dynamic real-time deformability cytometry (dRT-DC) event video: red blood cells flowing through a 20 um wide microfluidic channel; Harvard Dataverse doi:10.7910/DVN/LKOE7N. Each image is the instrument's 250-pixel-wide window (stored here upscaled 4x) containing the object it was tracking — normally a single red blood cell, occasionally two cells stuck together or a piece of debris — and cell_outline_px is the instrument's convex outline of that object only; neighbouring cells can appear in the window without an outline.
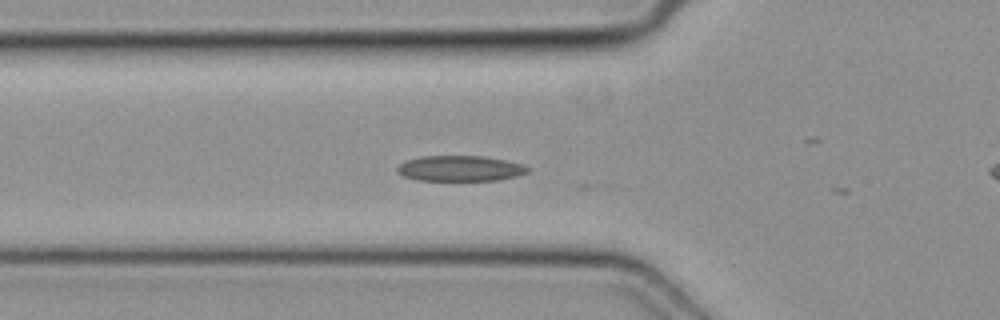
{"species": "common noctule bat (a hibernating species)", "species_latin": "Nyctalus noctula", "temperature_condition": "cold", "stored_images_in_passage": 5, "camera_frame_rate_fps": 3000, "um_per_image_px": 0.085, "animal": {"sex": "female", "body_mass_g": 19.3, "forearm_length_mm": 54.1}, "frame": {"image": 1, "passage_image": 3, "time_ms": 0.667, "image_size_px": [1000, 320], "cell_outline_px": [[532, 168], [528, 172], [516, 176], [500, 180], [416, 180], [404, 176], [396, 172], [396, 168], [404, 160], [420, 156], [484, 156], [508, 160], [524, 164]], "centroid_in_image_um": [39.13, 14.31], "position_along_channel_um": 86.7, "area_um2": 19.71}}